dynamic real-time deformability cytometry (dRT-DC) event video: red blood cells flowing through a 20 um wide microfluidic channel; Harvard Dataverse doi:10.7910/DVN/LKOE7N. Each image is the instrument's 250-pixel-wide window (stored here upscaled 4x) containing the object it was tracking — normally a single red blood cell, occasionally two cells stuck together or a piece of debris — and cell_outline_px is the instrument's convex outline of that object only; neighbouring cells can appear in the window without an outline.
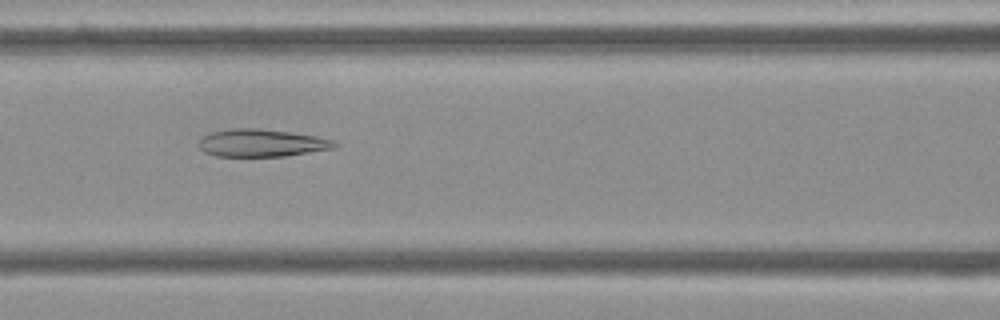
{"species": "Egyptian fruit bat (a non-hibernating species)", "species_latin": "Rousettus aegyptiacus", "temperature_condition": "cold", "stored_images_in_passage": 45, "camera_frame_rate_fps": 3000, "um_per_image_px": 0.085, "frame": {"image": 1, "passage_image": 14, "time_ms": 4.333, "image_size_px": [1000, 320], "cell_outline_px": [[340, 144], [336, 148], [284, 156], [216, 156], [204, 152], [196, 144], [204, 136], [212, 132], [232, 128], [260, 128], [316, 136], [332, 140]], "centroid_in_image_um": [22.24, 12.15], "position_along_channel_um": 144.4, "area_um2": 21.79}}
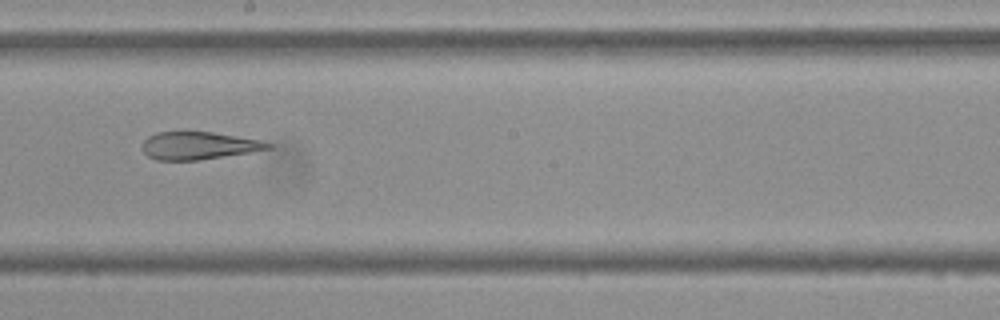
{"frame": {"image": 2, "passage_image": 21, "time_ms": 6.667, "image_size_px": [1000, 320], "cell_outline_px": [[272, 148], [248, 152], [196, 160], [156, 160], [148, 156], [144, 152], [140, 144], [148, 136], [156, 132], [212, 132], [260, 140], [272, 144]], "centroid_in_image_um": [16.82, 12.37], "position_along_channel_um": 231.4, "area_um2": 20.0}}
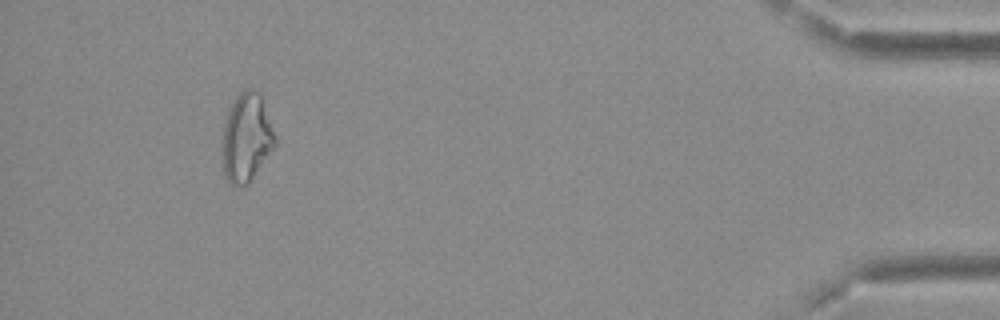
{"frame": {"image": 3, "passage_image": 41, "time_ms": 13.333, "image_size_px": [1000, 320], "cell_outline_px": [[276, 144], [252, 180], [244, 188], [240, 188], [228, 184], [224, 176], [220, 156], [224, 124], [228, 108], [236, 96], [244, 88], [256, 88], [260, 92], [276, 140]], "centroid_in_image_um": [20.9, 11.75], "position_along_channel_um": 414.3, "area_um2": 28.03}, "authors_computed_cell_mechanics": {"area_um2": 24.1026, "velocity_mm_per_s": 3.7333, "shape_relaxation_time_tau1_ms": null, "shape_relaxation_time_tau2_ms": 2.9239, "deformation_change_tau1": null, "deformation_change_tau2": 0.1123}}